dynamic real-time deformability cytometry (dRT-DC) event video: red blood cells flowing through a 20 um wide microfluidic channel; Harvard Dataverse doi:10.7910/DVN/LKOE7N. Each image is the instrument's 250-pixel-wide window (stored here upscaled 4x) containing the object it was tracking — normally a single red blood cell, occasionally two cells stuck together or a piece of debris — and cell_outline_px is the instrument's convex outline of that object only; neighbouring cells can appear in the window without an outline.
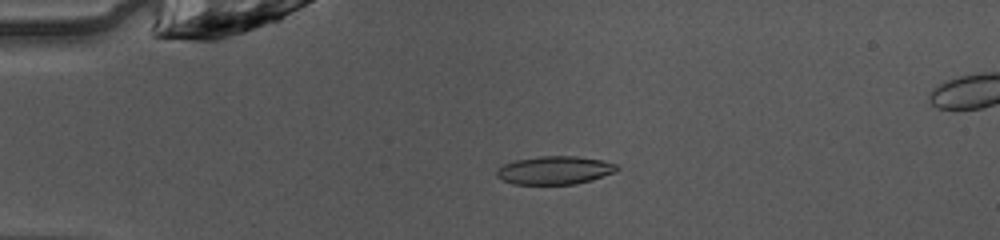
{"species": "common noctule bat (a hibernating species)", "species_latin": "Nyctalus noctula", "temperature_condition": "warm", "stored_images_in_passage": 49, "camera_frame_rate_fps": 3000, "um_per_image_px": 0.085, "animal": {"sex": "female", "body_mass_g": 10.0, "forearm_length_mm": 53.1}, "frame": {"image": 1, "passage_image": 12, "time_ms": 3.667, "image_size_px": [1000, 240], "cell_outline_px": [[620, 168], [616, 172], [592, 180], [576, 184], [512, 184], [496, 176], [496, 168], [504, 164], [516, 160], [540, 156], [576, 156], [600, 160], [616, 164]], "centroid_in_image_um": [47.15, 14.47], "position_along_channel_um": 37.8, "area_um2": 19.83}}
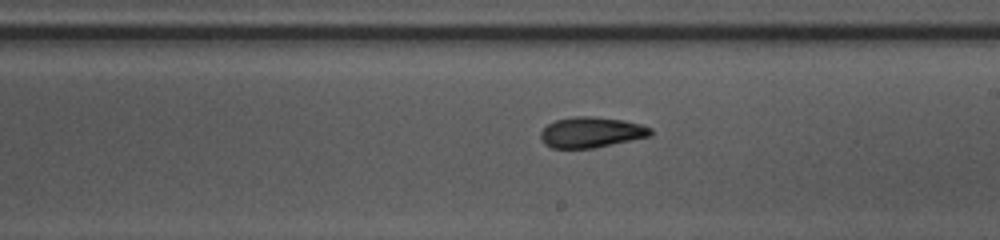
{"frame": {"image": 2, "passage_image": 29, "time_ms": 9.333, "image_size_px": [1000, 240], "cell_outline_px": [[652, 136], [596, 148], [552, 148], [544, 144], [540, 136], [540, 132], [548, 124], [556, 120], [572, 116], [592, 116], [624, 120], [640, 124], [652, 128]], "centroid_in_image_um": [50.27, 11.25], "position_along_channel_um": 238.7, "area_um2": 19.83}}
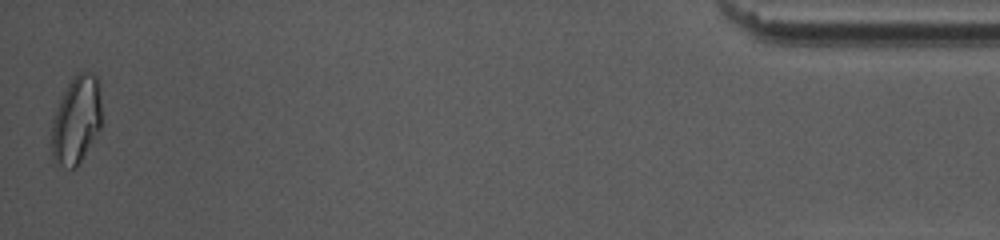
{"frame": {"image": 3, "passage_image": 49, "time_ms": 16.0, "image_size_px": [1000, 240], "cell_outline_px": [[100, 128], [76, 168], [64, 168], [52, 160], [48, 144], [52, 124], [60, 100], [72, 76], [76, 72], [92, 72], [96, 76], [100, 84]], "centroid_in_image_um": [6.44, 10.23], "position_along_channel_um": 428.8, "area_um2": 25.95}, "authors_computed_cell_mechanics": {"area_um2": 19.8254, "velocity_mm_per_s": 4.0988, "shape_relaxation_time_tau1_ms": 4.4341, "shape_relaxation_time_tau2_ms": 2.8084, "deformation_change_tau1": 0.1323, "deformation_change_tau2": 0.0825}}